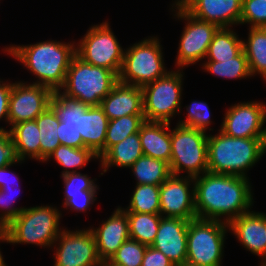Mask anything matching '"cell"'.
I'll return each mask as SVG.
<instances>
[{
	"instance_id": "obj_1",
	"label": "cell",
	"mask_w": 266,
	"mask_h": 266,
	"mask_svg": "<svg viewBox=\"0 0 266 266\" xmlns=\"http://www.w3.org/2000/svg\"><path fill=\"white\" fill-rule=\"evenodd\" d=\"M250 184L249 178L235 175L206 172L194 177L197 218L229 224L251 211L254 199Z\"/></svg>"
},
{
	"instance_id": "obj_2",
	"label": "cell",
	"mask_w": 266,
	"mask_h": 266,
	"mask_svg": "<svg viewBox=\"0 0 266 266\" xmlns=\"http://www.w3.org/2000/svg\"><path fill=\"white\" fill-rule=\"evenodd\" d=\"M74 43L47 40L30 45H10L3 51L21 62L38 78L33 84L56 91L64 86L67 70L76 54Z\"/></svg>"
},
{
	"instance_id": "obj_3",
	"label": "cell",
	"mask_w": 266,
	"mask_h": 266,
	"mask_svg": "<svg viewBox=\"0 0 266 266\" xmlns=\"http://www.w3.org/2000/svg\"><path fill=\"white\" fill-rule=\"evenodd\" d=\"M266 153V138H235L219 130L208 134V172L249 178L247 172Z\"/></svg>"
},
{
	"instance_id": "obj_4",
	"label": "cell",
	"mask_w": 266,
	"mask_h": 266,
	"mask_svg": "<svg viewBox=\"0 0 266 266\" xmlns=\"http://www.w3.org/2000/svg\"><path fill=\"white\" fill-rule=\"evenodd\" d=\"M60 212L51 205L26 207L1 229L2 242L56 246L54 243L63 230L59 229Z\"/></svg>"
},
{
	"instance_id": "obj_5",
	"label": "cell",
	"mask_w": 266,
	"mask_h": 266,
	"mask_svg": "<svg viewBox=\"0 0 266 266\" xmlns=\"http://www.w3.org/2000/svg\"><path fill=\"white\" fill-rule=\"evenodd\" d=\"M118 82V75L106 68L93 66L75 54L60 90L89 106H100L101 101Z\"/></svg>"
},
{
	"instance_id": "obj_6",
	"label": "cell",
	"mask_w": 266,
	"mask_h": 266,
	"mask_svg": "<svg viewBox=\"0 0 266 266\" xmlns=\"http://www.w3.org/2000/svg\"><path fill=\"white\" fill-rule=\"evenodd\" d=\"M162 45L159 38L148 37L125 49L118 81L143 87L165 76Z\"/></svg>"
},
{
	"instance_id": "obj_7",
	"label": "cell",
	"mask_w": 266,
	"mask_h": 266,
	"mask_svg": "<svg viewBox=\"0 0 266 266\" xmlns=\"http://www.w3.org/2000/svg\"><path fill=\"white\" fill-rule=\"evenodd\" d=\"M229 225L217 220H189L185 266H221Z\"/></svg>"
},
{
	"instance_id": "obj_8",
	"label": "cell",
	"mask_w": 266,
	"mask_h": 266,
	"mask_svg": "<svg viewBox=\"0 0 266 266\" xmlns=\"http://www.w3.org/2000/svg\"><path fill=\"white\" fill-rule=\"evenodd\" d=\"M171 175L196 177L208 172V135L206 132L177 124L171 130Z\"/></svg>"
},
{
	"instance_id": "obj_9",
	"label": "cell",
	"mask_w": 266,
	"mask_h": 266,
	"mask_svg": "<svg viewBox=\"0 0 266 266\" xmlns=\"http://www.w3.org/2000/svg\"><path fill=\"white\" fill-rule=\"evenodd\" d=\"M182 84L183 69H178L143 86L145 121L170 123L181 111Z\"/></svg>"
},
{
	"instance_id": "obj_10",
	"label": "cell",
	"mask_w": 266,
	"mask_h": 266,
	"mask_svg": "<svg viewBox=\"0 0 266 266\" xmlns=\"http://www.w3.org/2000/svg\"><path fill=\"white\" fill-rule=\"evenodd\" d=\"M110 27L107 21L91 26L79 43H76V54L93 66L106 68L119 75L125 49Z\"/></svg>"
},
{
	"instance_id": "obj_11",
	"label": "cell",
	"mask_w": 266,
	"mask_h": 266,
	"mask_svg": "<svg viewBox=\"0 0 266 266\" xmlns=\"http://www.w3.org/2000/svg\"><path fill=\"white\" fill-rule=\"evenodd\" d=\"M172 9L178 20L186 21L175 62L178 69H183L206 58L209 45L219 27L194 17L183 6Z\"/></svg>"
},
{
	"instance_id": "obj_12",
	"label": "cell",
	"mask_w": 266,
	"mask_h": 266,
	"mask_svg": "<svg viewBox=\"0 0 266 266\" xmlns=\"http://www.w3.org/2000/svg\"><path fill=\"white\" fill-rule=\"evenodd\" d=\"M59 242V243H56ZM54 244L53 266H101L94 235L89 229L62 230Z\"/></svg>"
},
{
	"instance_id": "obj_13",
	"label": "cell",
	"mask_w": 266,
	"mask_h": 266,
	"mask_svg": "<svg viewBox=\"0 0 266 266\" xmlns=\"http://www.w3.org/2000/svg\"><path fill=\"white\" fill-rule=\"evenodd\" d=\"M266 104L257 101L238 102L226 110L221 128L235 138H266Z\"/></svg>"
},
{
	"instance_id": "obj_14",
	"label": "cell",
	"mask_w": 266,
	"mask_h": 266,
	"mask_svg": "<svg viewBox=\"0 0 266 266\" xmlns=\"http://www.w3.org/2000/svg\"><path fill=\"white\" fill-rule=\"evenodd\" d=\"M53 91L43 85L13 83L8 108V124L12 127L20 122L35 120L48 106Z\"/></svg>"
},
{
	"instance_id": "obj_15",
	"label": "cell",
	"mask_w": 266,
	"mask_h": 266,
	"mask_svg": "<svg viewBox=\"0 0 266 266\" xmlns=\"http://www.w3.org/2000/svg\"><path fill=\"white\" fill-rule=\"evenodd\" d=\"M160 214L185 220L197 218L194 177L170 175L160 185Z\"/></svg>"
},
{
	"instance_id": "obj_16",
	"label": "cell",
	"mask_w": 266,
	"mask_h": 266,
	"mask_svg": "<svg viewBox=\"0 0 266 266\" xmlns=\"http://www.w3.org/2000/svg\"><path fill=\"white\" fill-rule=\"evenodd\" d=\"M49 106L59 119L57 135L61 145L75 148L84 147L81 132V115L89 108L88 104L69 97L61 90L53 91Z\"/></svg>"
},
{
	"instance_id": "obj_17",
	"label": "cell",
	"mask_w": 266,
	"mask_h": 266,
	"mask_svg": "<svg viewBox=\"0 0 266 266\" xmlns=\"http://www.w3.org/2000/svg\"><path fill=\"white\" fill-rule=\"evenodd\" d=\"M189 220L161 217L158 232L151 245L167 256L175 266H185L187 260V230Z\"/></svg>"
},
{
	"instance_id": "obj_18",
	"label": "cell",
	"mask_w": 266,
	"mask_h": 266,
	"mask_svg": "<svg viewBox=\"0 0 266 266\" xmlns=\"http://www.w3.org/2000/svg\"><path fill=\"white\" fill-rule=\"evenodd\" d=\"M229 231L247 251L262 258L260 264H266V214L249 211L233 219Z\"/></svg>"
},
{
	"instance_id": "obj_19",
	"label": "cell",
	"mask_w": 266,
	"mask_h": 266,
	"mask_svg": "<svg viewBox=\"0 0 266 266\" xmlns=\"http://www.w3.org/2000/svg\"><path fill=\"white\" fill-rule=\"evenodd\" d=\"M90 229L95 238L99 259L102 262L109 261L119 247L130 239L128 217L120 206L106 221H102L101 226L96 229L90 227Z\"/></svg>"
},
{
	"instance_id": "obj_20",
	"label": "cell",
	"mask_w": 266,
	"mask_h": 266,
	"mask_svg": "<svg viewBox=\"0 0 266 266\" xmlns=\"http://www.w3.org/2000/svg\"><path fill=\"white\" fill-rule=\"evenodd\" d=\"M183 7L194 17L219 28L240 25L242 0H188Z\"/></svg>"
},
{
	"instance_id": "obj_21",
	"label": "cell",
	"mask_w": 266,
	"mask_h": 266,
	"mask_svg": "<svg viewBox=\"0 0 266 266\" xmlns=\"http://www.w3.org/2000/svg\"><path fill=\"white\" fill-rule=\"evenodd\" d=\"M100 107L109 120L128 115H143L142 87L118 81L101 101Z\"/></svg>"
},
{
	"instance_id": "obj_22",
	"label": "cell",
	"mask_w": 266,
	"mask_h": 266,
	"mask_svg": "<svg viewBox=\"0 0 266 266\" xmlns=\"http://www.w3.org/2000/svg\"><path fill=\"white\" fill-rule=\"evenodd\" d=\"M170 123L145 121L139 130L143 155L164 160L170 164L171 132Z\"/></svg>"
},
{
	"instance_id": "obj_23",
	"label": "cell",
	"mask_w": 266,
	"mask_h": 266,
	"mask_svg": "<svg viewBox=\"0 0 266 266\" xmlns=\"http://www.w3.org/2000/svg\"><path fill=\"white\" fill-rule=\"evenodd\" d=\"M109 119L100 106H89L81 115V136L84 147L90 148L98 157L104 154V144Z\"/></svg>"
},
{
	"instance_id": "obj_24",
	"label": "cell",
	"mask_w": 266,
	"mask_h": 266,
	"mask_svg": "<svg viewBox=\"0 0 266 266\" xmlns=\"http://www.w3.org/2000/svg\"><path fill=\"white\" fill-rule=\"evenodd\" d=\"M17 160L40 161V134L35 120L20 122L9 130Z\"/></svg>"
},
{
	"instance_id": "obj_25",
	"label": "cell",
	"mask_w": 266,
	"mask_h": 266,
	"mask_svg": "<svg viewBox=\"0 0 266 266\" xmlns=\"http://www.w3.org/2000/svg\"><path fill=\"white\" fill-rule=\"evenodd\" d=\"M143 156L139 132L126 137L123 141L111 146L100 158L103 172L111 166L130 168L135 161Z\"/></svg>"
},
{
	"instance_id": "obj_26",
	"label": "cell",
	"mask_w": 266,
	"mask_h": 266,
	"mask_svg": "<svg viewBox=\"0 0 266 266\" xmlns=\"http://www.w3.org/2000/svg\"><path fill=\"white\" fill-rule=\"evenodd\" d=\"M242 41L251 76L266 80V27H249L248 39Z\"/></svg>"
},
{
	"instance_id": "obj_27",
	"label": "cell",
	"mask_w": 266,
	"mask_h": 266,
	"mask_svg": "<svg viewBox=\"0 0 266 266\" xmlns=\"http://www.w3.org/2000/svg\"><path fill=\"white\" fill-rule=\"evenodd\" d=\"M243 50V41L230 27H221L215 32L207 52V61L220 62L232 59Z\"/></svg>"
},
{
	"instance_id": "obj_28",
	"label": "cell",
	"mask_w": 266,
	"mask_h": 266,
	"mask_svg": "<svg viewBox=\"0 0 266 266\" xmlns=\"http://www.w3.org/2000/svg\"><path fill=\"white\" fill-rule=\"evenodd\" d=\"M130 168L137 185H161L171 175L167 162L146 155L138 158Z\"/></svg>"
},
{
	"instance_id": "obj_29",
	"label": "cell",
	"mask_w": 266,
	"mask_h": 266,
	"mask_svg": "<svg viewBox=\"0 0 266 266\" xmlns=\"http://www.w3.org/2000/svg\"><path fill=\"white\" fill-rule=\"evenodd\" d=\"M40 134V161L47 157L61 144L57 135L59 119L53 109L48 106L35 118Z\"/></svg>"
},
{
	"instance_id": "obj_30",
	"label": "cell",
	"mask_w": 266,
	"mask_h": 266,
	"mask_svg": "<svg viewBox=\"0 0 266 266\" xmlns=\"http://www.w3.org/2000/svg\"><path fill=\"white\" fill-rule=\"evenodd\" d=\"M129 221L130 239L151 246L161 221V214L125 212Z\"/></svg>"
},
{
	"instance_id": "obj_31",
	"label": "cell",
	"mask_w": 266,
	"mask_h": 266,
	"mask_svg": "<svg viewBox=\"0 0 266 266\" xmlns=\"http://www.w3.org/2000/svg\"><path fill=\"white\" fill-rule=\"evenodd\" d=\"M54 158V160L63 166L64 171H62L61 176L77 172L76 169L84 168L91 159H97V155L87 147L75 148L66 145H59L44 162L49 161V159ZM72 169V170H71Z\"/></svg>"
},
{
	"instance_id": "obj_32",
	"label": "cell",
	"mask_w": 266,
	"mask_h": 266,
	"mask_svg": "<svg viewBox=\"0 0 266 266\" xmlns=\"http://www.w3.org/2000/svg\"><path fill=\"white\" fill-rule=\"evenodd\" d=\"M124 212L160 214V185L136 184L129 206Z\"/></svg>"
},
{
	"instance_id": "obj_33",
	"label": "cell",
	"mask_w": 266,
	"mask_h": 266,
	"mask_svg": "<svg viewBox=\"0 0 266 266\" xmlns=\"http://www.w3.org/2000/svg\"><path fill=\"white\" fill-rule=\"evenodd\" d=\"M202 66L206 72L221 78L236 80L252 77L244 50L232 59L220 60V62L206 61Z\"/></svg>"
},
{
	"instance_id": "obj_34",
	"label": "cell",
	"mask_w": 266,
	"mask_h": 266,
	"mask_svg": "<svg viewBox=\"0 0 266 266\" xmlns=\"http://www.w3.org/2000/svg\"><path fill=\"white\" fill-rule=\"evenodd\" d=\"M144 122V115H128L109 120L104 144V153L111 146L123 141L126 137L138 133Z\"/></svg>"
},
{
	"instance_id": "obj_35",
	"label": "cell",
	"mask_w": 266,
	"mask_h": 266,
	"mask_svg": "<svg viewBox=\"0 0 266 266\" xmlns=\"http://www.w3.org/2000/svg\"><path fill=\"white\" fill-rule=\"evenodd\" d=\"M147 245L136 240H126L110 258L109 262L116 266H141Z\"/></svg>"
},
{
	"instance_id": "obj_36",
	"label": "cell",
	"mask_w": 266,
	"mask_h": 266,
	"mask_svg": "<svg viewBox=\"0 0 266 266\" xmlns=\"http://www.w3.org/2000/svg\"><path fill=\"white\" fill-rule=\"evenodd\" d=\"M187 118L179 120L177 124L182 126H188L191 128H196L197 130L206 132L211 125V113L209 106L203 101H192V103L186 106Z\"/></svg>"
},
{
	"instance_id": "obj_37",
	"label": "cell",
	"mask_w": 266,
	"mask_h": 266,
	"mask_svg": "<svg viewBox=\"0 0 266 266\" xmlns=\"http://www.w3.org/2000/svg\"><path fill=\"white\" fill-rule=\"evenodd\" d=\"M250 28L266 27V0H242L240 24Z\"/></svg>"
},
{
	"instance_id": "obj_38",
	"label": "cell",
	"mask_w": 266,
	"mask_h": 266,
	"mask_svg": "<svg viewBox=\"0 0 266 266\" xmlns=\"http://www.w3.org/2000/svg\"><path fill=\"white\" fill-rule=\"evenodd\" d=\"M64 182V195L82 194L83 190H99L93 180L88 175L80 172L68 173L62 176Z\"/></svg>"
},
{
	"instance_id": "obj_39",
	"label": "cell",
	"mask_w": 266,
	"mask_h": 266,
	"mask_svg": "<svg viewBox=\"0 0 266 266\" xmlns=\"http://www.w3.org/2000/svg\"><path fill=\"white\" fill-rule=\"evenodd\" d=\"M19 187V186H18ZM17 189V187H15ZM13 185L12 186H2L0 188V230L4 228L10 221H12L14 218L18 216V214L25 209V207H12L13 202L18 196L14 194L13 197L11 196V192H13ZM17 193V192H16Z\"/></svg>"
},
{
	"instance_id": "obj_40",
	"label": "cell",
	"mask_w": 266,
	"mask_h": 266,
	"mask_svg": "<svg viewBox=\"0 0 266 266\" xmlns=\"http://www.w3.org/2000/svg\"><path fill=\"white\" fill-rule=\"evenodd\" d=\"M97 190H83L82 194L64 195V207L78 212H85L94 204L97 197Z\"/></svg>"
},
{
	"instance_id": "obj_41",
	"label": "cell",
	"mask_w": 266,
	"mask_h": 266,
	"mask_svg": "<svg viewBox=\"0 0 266 266\" xmlns=\"http://www.w3.org/2000/svg\"><path fill=\"white\" fill-rule=\"evenodd\" d=\"M22 162L24 161L16 158L9 131H0V168Z\"/></svg>"
},
{
	"instance_id": "obj_42",
	"label": "cell",
	"mask_w": 266,
	"mask_h": 266,
	"mask_svg": "<svg viewBox=\"0 0 266 266\" xmlns=\"http://www.w3.org/2000/svg\"><path fill=\"white\" fill-rule=\"evenodd\" d=\"M141 266H175L161 251L147 246Z\"/></svg>"
},
{
	"instance_id": "obj_43",
	"label": "cell",
	"mask_w": 266,
	"mask_h": 266,
	"mask_svg": "<svg viewBox=\"0 0 266 266\" xmlns=\"http://www.w3.org/2000/svg\"><path fill=\"white\" fill-rule=\"evenodd\" d=\"M13 83L0 80V120L4 118L5 122L8 123V108L10 93ZM6 130L5 128L0 127V131Z\"/></svg>"
},
{
	"instance_id": "obj_44",
	"label": "cell",
	"mask_w": 266,
	"mask_h": 266,
	"mask_svg": "<svg viewBox=\"0 0 266 266\" xmlns=\"http://www.w3.org/2000/svg\"><path fill=\"white\" fill-rule=\"evenodd\" d=\"M13 165H7L0 168V188L2 186H12L13 182H18L17 175L12 171H10V167ZM11 173V174H10ZM15 180V181H13ZM13 181V182H12Z\"/></svg>"
},
{
	"instance_id": "obj_45",
	"label": "cell",
	"mask_w": 266,
	"mask_h": 266,
	"mask_svg": "<svg viewBox=\"0 0 266 266\" xmlns=\"http://www.w3.org/2000/svg\"><path fill=\"white\" fill-rule=\"evenodd\" d=\"M188 0H175V2L173 3V5H171L172 7H179V6H183Z\"/></svg>"
},
{
	"instance_id": "obj_46",
	"label": "cell",
	"mask_w": 266,
	"mask_h": 266,
	"mask_svg": "<svg viewBox=\"0 0 266 266\" xmlns=\"http://www.w3.org/2000/svg\"><path fill=\"white\" fill-rule=\"evenodd\" d=\"M1 241H3V238L2 237H0V242ZM0 266H7L6 263H5V261L3 260V255L1 253V251H0Z\"/></svg>"
},
{
	"instance_id": "obj_47",
	"label": "cell",
	"mask_w": 266,
	"mask_h": 266,
	"mask_svg": "<svg viewBox=\"0 0 266 266\" xmlns=\"http://www.w3.org/2000/svg\"><path fill=\"white\" fill-rule=\"evenodd\" d=\"M101 266H116V265L111 264L109 261H104L101 263Z\"/></svg>"
}]
</instances>
